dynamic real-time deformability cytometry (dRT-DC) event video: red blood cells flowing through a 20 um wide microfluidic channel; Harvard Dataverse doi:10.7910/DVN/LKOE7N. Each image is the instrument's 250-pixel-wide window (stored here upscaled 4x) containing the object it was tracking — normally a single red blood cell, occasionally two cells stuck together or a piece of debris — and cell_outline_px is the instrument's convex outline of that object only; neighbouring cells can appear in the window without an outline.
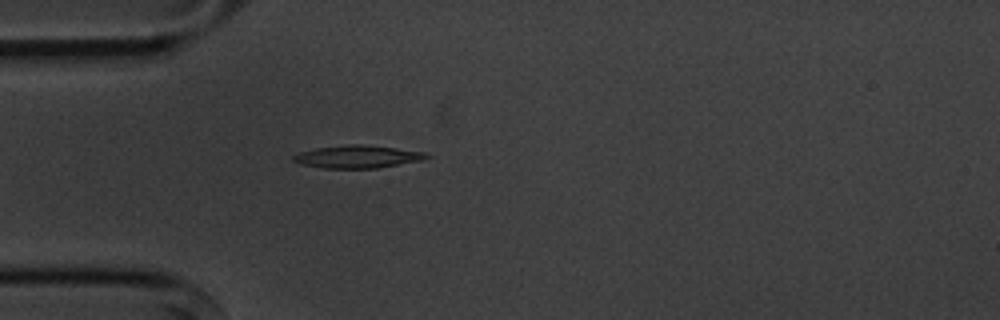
{"species": "common noctule bat (a hibernating species)", "species_latin": "Nyctalus noctula", "temperature_condition": "cold", "stored_images_in_passage": 1, "camera_frame_rate_fps": 3000, "um_per_image_px": 0.085, "animal": {"sex": "male", "body_mass_g": 20.1, "forearm_length_mm": 53.5}, "frame": {"image": 1, "passage_image": 1, "time_ms": 0.0, "image_size_px": [1000, 320], "cell_outline_px": [[432, 156], [424, 160], [376, 168], [324, 168], [300, 164], [292, 160], [292, 156], [296, 152], [316, 148], [348, 144], [360, 144], [396, 148], [424, 152]], "centroid_in_image_um": [30.36, 13.31], "position_along_channel_um": 54.6, "area_um2": 17.69}}